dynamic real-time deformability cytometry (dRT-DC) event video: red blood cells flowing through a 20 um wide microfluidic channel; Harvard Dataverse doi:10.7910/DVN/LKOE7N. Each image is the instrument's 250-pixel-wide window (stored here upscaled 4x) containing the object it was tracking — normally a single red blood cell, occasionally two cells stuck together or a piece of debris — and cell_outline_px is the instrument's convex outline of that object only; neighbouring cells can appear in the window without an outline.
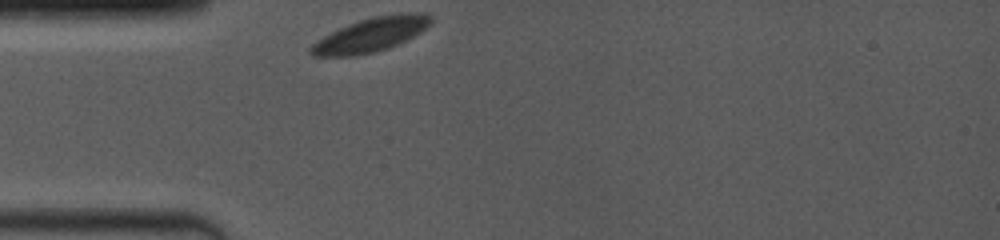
{"species": "common noctule bat (a hibernating species)", "species_latin": "Nyctalus noctula", "temperature_condition": "room temperature", "stored_images_in_passage": 19, "camera_frame_rate_fps": 4000, "um_per_image_px": 0.085, "animal": {"sex": "female", "body_mass_g": 19.0, "forearm_length_mm": 53.3}, "frame": {"image": 1, "passage_image": 1, "time_ms": 0.0, "image_size_px": [1000, 240], "cell_outline_px": [[432, 24], [420, 32], [388, 48], [376, 52], [356, 56], [312, 56], [308, 52], [308, 48], [316, 40], [348, 24], [360, 20], [376, 16], [408, 12], [412, 12], [432, 16]], "centroid_in_image_um": [31.49, 2.97], "position_along_channel_um": 53.5, "area_um2": 23.64}}
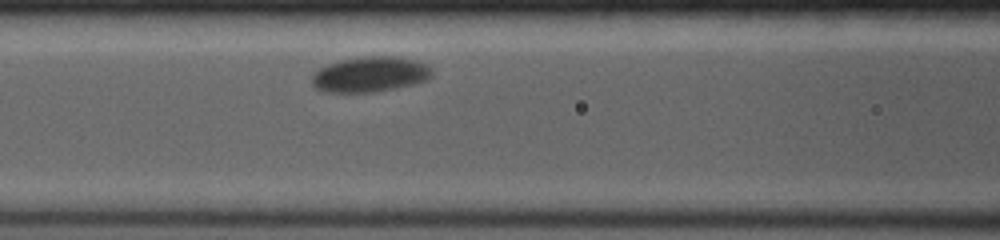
{"frame": {"image": 2, "passage_image": 9, "time_ms": 2.5, "image_size_px": [1000, 240], "cell_outline_px": [[432, 76], [428, 80], [396, 88], [376, 92], [324, 92], [316, 88], [312, 84], [312, 72], [328, 64], [340, 60], [364, 56], [396, 56], [428, 64], [432, 68]], "centroid_in_image_um": [31.46, 6.32], "position_along_channel_um": 135.1, "area_um2": 24.91}}
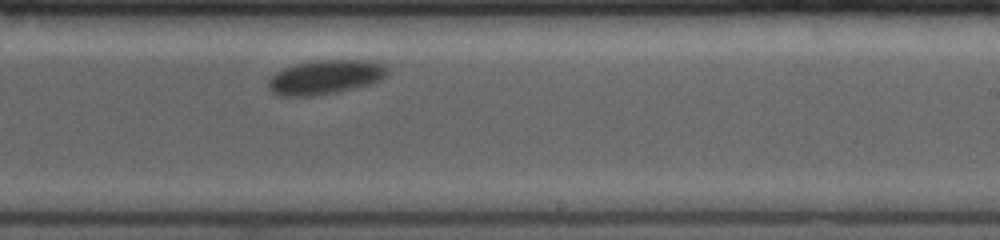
{"frame": {"image": 3, "passage_image": 19, "time_ms": 6.0, "image_size_px": [1000, 240], "cell_outline_px": [[388, 76], [380, 80], [368, 84], [320, 96], [276, 96], [268, 88], [268, 80], [276, 72], [284, 68], [296, 64], [316, 60], [364, 60], [388, 64]], "centroid_in_image_um": [27.66, 6.56], "position_along_channel_um": 261.3, "area_um2": 23.99}}